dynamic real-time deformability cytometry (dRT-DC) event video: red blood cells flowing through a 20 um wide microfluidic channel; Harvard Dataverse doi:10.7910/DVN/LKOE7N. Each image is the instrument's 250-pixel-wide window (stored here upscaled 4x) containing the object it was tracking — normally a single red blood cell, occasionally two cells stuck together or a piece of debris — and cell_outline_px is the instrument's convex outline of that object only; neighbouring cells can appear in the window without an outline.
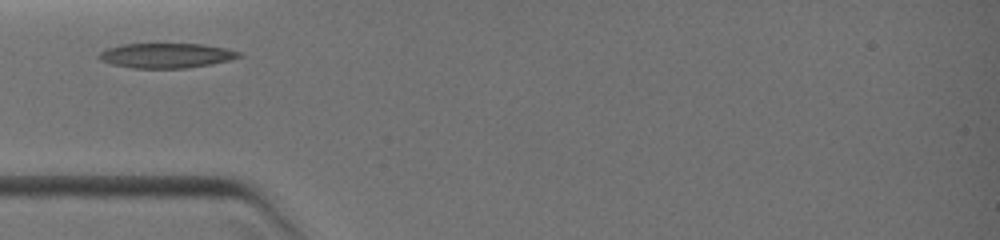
{"species": "common noctule bat (a hibernating species)", "species_latin": "Nyctalus noctula", "temperature_condition": "warm", "stored_images_in_passage": 9, "camera_frame_rate_fps": 3000, "um_per_image_px": 0.085, "animal": {"sex": "female", "body_mass_g": 19.0, "forearm_length_mm": 51.5}, "frame": {"image": 1, "passage_image": 1, "time_ms": 0.0, "image_size_px": [1000, 240], "cell_outline_px": [[244, 56], [232, 60], [184, 68], [132, 68], [112, 64], [100, 60], [100, 52], [108, 48], [124, 44], [200, 44], [224, 48], [240, 52]], "centroid_in_image_um": [14.16, 4.72], "position_along_channel_um": 70.8, "area_um2": 20.0}}
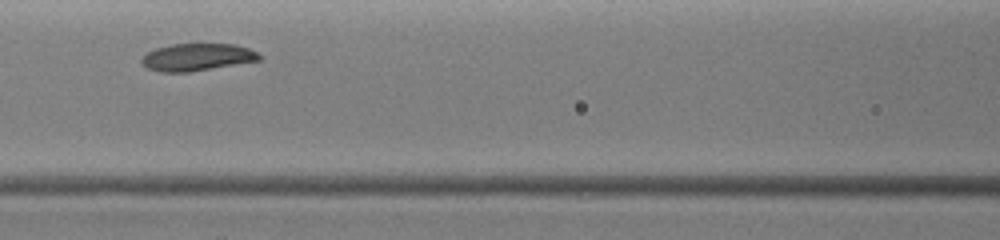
{"frame": {"image": 2, "passage_image": 3, "time_ms": 1.667, "image_size_px": [1000, 240], "cell_outline_px": [[260, 60], [188, 72], [160, 72], [148, 68], [140, 60], [148, 52], [156, 48], [172, 44], [232, 44], [248, 48], [256, 52], [260, 56]], "centroid_in_image_um": [16.73, 4.85], "position_along_channel_um": 149.9, "area_um2": 18.38}}
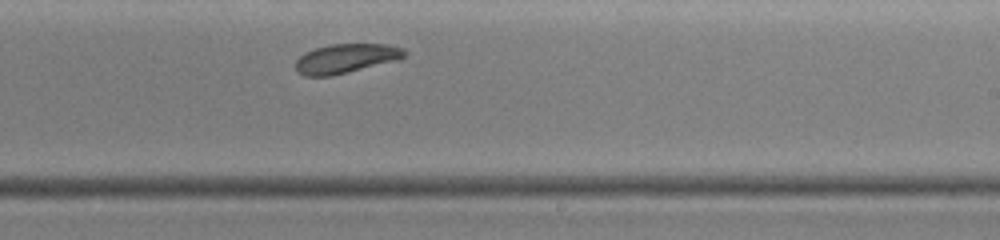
{"frame": {"image": 3, "passage_image": 9, "time_ms": 4.0, "image_size_px": [1000, 240], "cell_outline_px": [[408, 52], [404, 56], [396, 60], [332, 76], [304, 76], [296, 72], [296, 60], [304, 52], [328, 44], [388, 44], [404, 48]], "centroid_in_image_um": [29.38, 4.96], "position_along_channel_um": 259.6, "area_um2": 18.61}}